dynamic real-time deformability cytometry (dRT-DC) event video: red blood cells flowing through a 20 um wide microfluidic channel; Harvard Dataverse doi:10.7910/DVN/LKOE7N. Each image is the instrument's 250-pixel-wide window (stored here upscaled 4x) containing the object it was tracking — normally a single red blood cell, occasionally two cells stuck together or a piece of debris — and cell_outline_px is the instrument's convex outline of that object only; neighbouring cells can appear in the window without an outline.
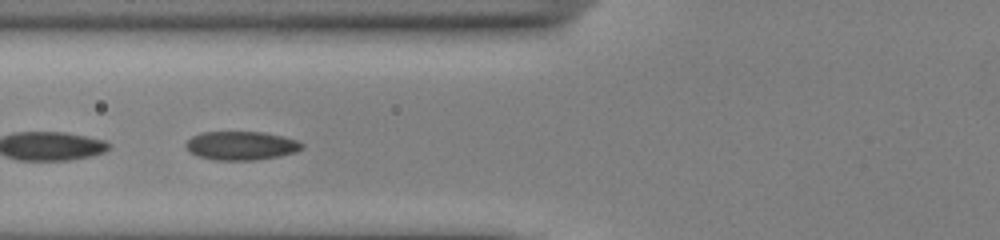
{"species": "common noctule bat (a hibernating species)", "species_latin": "Nyctalus noctula", "temperature_condition": "cold", "stored_images_in_passage": 18, "segment_of_instrument_passage": [2, 2], "camera_frame_rate_fps": 3000, "um_per_image_px": 0.085, "animal": {"sex": "male", "body_mass_g": 13.0, "forearm_length_mm": 53.1}, "frame": {"image": 1, "passage_image": 13, "time_ms": 4.0, "image_size_px": [1000, 240], "cell_outline_px": [[304, 148], [296, 152], [280, 156], [256, 160], [212, 160], [196, 156], [188, 152], [184, 144], [192, 136], [200, 132], [264, 132], [300, 140], [304, 144]], "centroid_in_image_um": [20.5, 12.38], "position_along_channel_um": 105.3, "area_um2": 19.83}}